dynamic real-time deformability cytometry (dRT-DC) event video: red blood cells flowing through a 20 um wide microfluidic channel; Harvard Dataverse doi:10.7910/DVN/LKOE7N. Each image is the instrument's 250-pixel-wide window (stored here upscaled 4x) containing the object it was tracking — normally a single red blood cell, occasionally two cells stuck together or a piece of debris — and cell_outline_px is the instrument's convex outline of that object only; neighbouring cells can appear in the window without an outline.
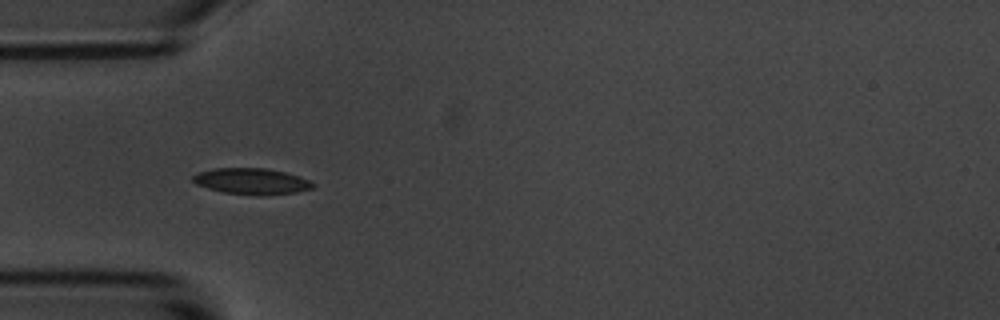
{"species": "common noctule bat (a hibernating species)", "species_latin": "Nyctalus noctula", "temperature_condition": "room temperature", "stored_images_in_passage": 4, "camera_frame_rate_fps": 3000, "um_per_image_px": 0.085, "animal": {"sex": "male", "body_mass_g": 20.1, "forearm_length_mm": 53.5}, "frame": {"image": 1, "passage_image": 4, "time_ms": 3.333, "image_size_px": [1000, 320], "cell_outline_px": [[316, 184], [312, 188], [296, 192], [260, 196], [224, 192], [208, 188], [196, 184], [192, 180], [192, 176], [196, 172], [212, 168], [268, 168], [284, 172], [308, 180]], "centroid_in_image_um": [21.34, 15.4], "position_along_channel_um": 63.7, "area_um2": 18.26}}